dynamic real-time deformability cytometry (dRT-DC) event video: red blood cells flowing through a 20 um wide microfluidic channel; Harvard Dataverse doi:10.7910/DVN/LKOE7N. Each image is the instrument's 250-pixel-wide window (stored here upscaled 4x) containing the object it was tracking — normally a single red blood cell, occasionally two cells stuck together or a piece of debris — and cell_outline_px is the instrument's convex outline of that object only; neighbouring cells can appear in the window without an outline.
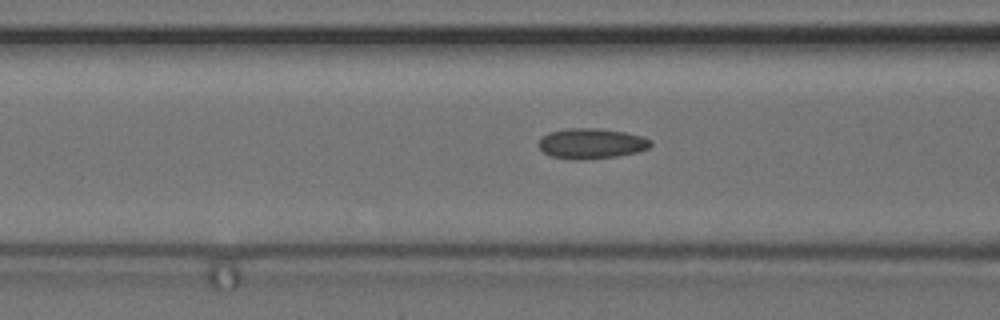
{"species": "common noctule bat (a hibernating species)", "species_latin": "Nyctalus noctula", "temperature_condition": "cold", "stored_images_in_passage": 38, "camera_frame_rate_fps": 3000, "um_per_image_px": 0.085, "animal": {"sex": "female", "body_mass_g": 24.6, "forearm_length_mm": 56.2}, "frame": {"image": 1, "passage_image": 16, "time_ms": 5.0, "image_size_px": [1000, 320], "cell_outline_px": [[652, 144], [648, 148], [636, 152], [616, 156], [584, 160], [572, 160], [552, 156], [544, 152], [536, 144], [548, 132], [568, 128], [596, 128], [624, 132], [644, 136], [652, 140]], "centroid_in_image_um": [50.27, 12.2], "position_along_channel_um": 116.3, "area_um2": 19.88}}
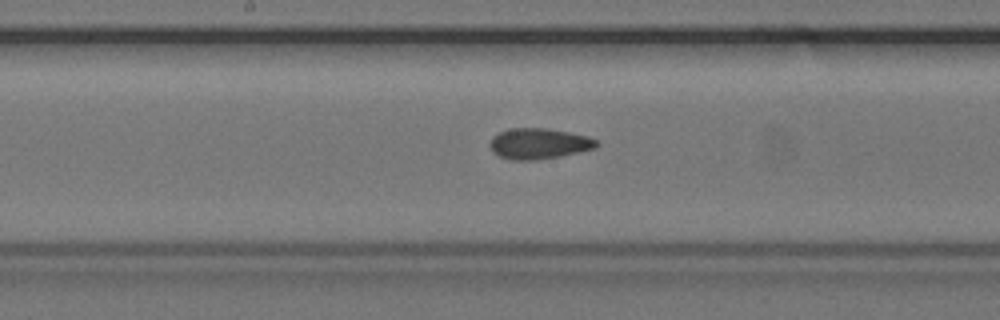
{"frame": {"image": 2, "passage_image": 23, "time_ms": 7.333, "image_size_px": [1000, 320], "cell_outline_px": [[600, 144], [596, 148], [560, 156], [536, 160], [512, 160], [500, 156], [492, 152], [488, 144], [492, 136], [508, 128], [548, 128], [588, 136], [596, 140]], "centroid_in_image_um": [45.78, 12.2], "position_along_channel_um": 202.4, "area_um2": 19.25}}
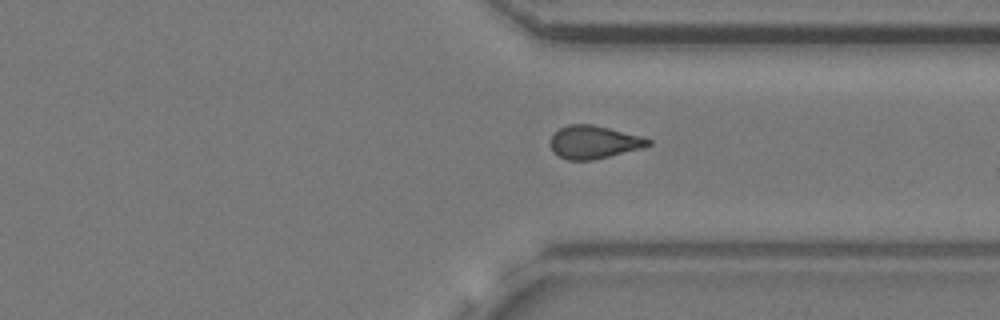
{"frame": {"image": 3, "passage_image": 36, "time_ms": 11.667, "image_size_px": [1000, 320], "cell_outline_px": [[652, 144], [644, 148], [592, 160], [568, 160], [560, 156], [552, 148], [552, 136], [560, 128], [568, 124], [592, 124], [644, 136], [652, 140]], "centroid_in_image_um": [50.56, 12.07], "position_along_channel_um": 360.8, "area_um2": 18.73}}